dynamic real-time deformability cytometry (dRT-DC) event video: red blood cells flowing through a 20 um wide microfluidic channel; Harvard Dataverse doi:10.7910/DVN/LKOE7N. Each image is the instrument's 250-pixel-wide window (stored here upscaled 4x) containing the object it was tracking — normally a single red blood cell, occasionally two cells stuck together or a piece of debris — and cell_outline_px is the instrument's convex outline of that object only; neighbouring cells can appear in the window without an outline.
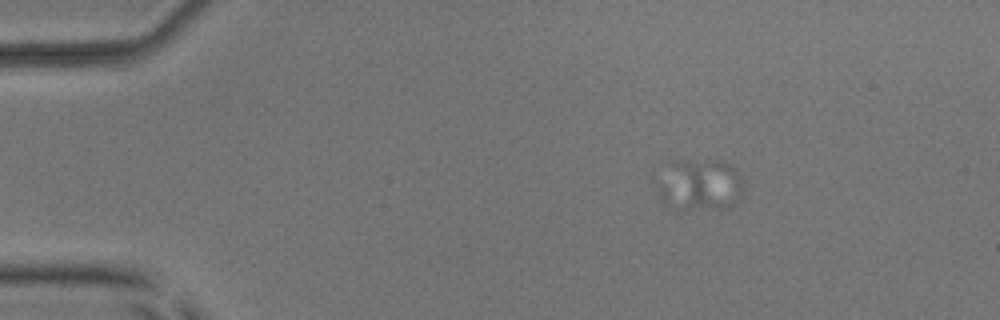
{"species": "common noctule bat (a hibernating species)", "species_latin": "Nyctalus noctula", "temperature_condition": "room temperature", "stored_images_in_passage": 7, "camera_frame_rate_fps": 3000, "um_per_image_px": 0.085, "animal": {"sex": "male", "body_mass_g": 17.9, "forearm_length_mm": 54.2}, "frame": {"image": 1, "passage_image": 1, "time_ms": 0.0, "image_size_px": [1000, 320], "cell_outline_px": [[744, 188], [740, 196], [728, 208], [720, 212], [672, 212], [660, 200], [656, 192], [672, 160], [716, 160], [732, 164], [740, 172], [744, 180]], "centroid_in_image_um": [59.53, 15.82], "position_along_channel_um": 25.5, "area_um2": 27.51}}